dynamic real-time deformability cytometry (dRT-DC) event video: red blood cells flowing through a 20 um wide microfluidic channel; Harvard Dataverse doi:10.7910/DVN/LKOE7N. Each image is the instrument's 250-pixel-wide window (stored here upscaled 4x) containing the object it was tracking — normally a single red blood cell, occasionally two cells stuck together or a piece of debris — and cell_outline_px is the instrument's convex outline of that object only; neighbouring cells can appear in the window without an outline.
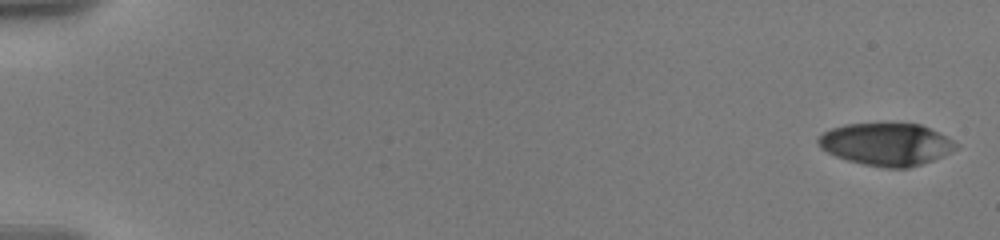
{"species": "human", "species_latin": "Homo sapiens", "temperature_condition": "warm", "stored_images_in_passage": 11, "camera_frame_rate_fps": 3000, "um_per_image_px": 0.085, "donor": {"sex": "male"}, "frame": {"image": 1, "passage_image": 1, "time_ms": 0.0, "image_size_px": [1000, 240], "cell_outline_px": [[960, 144], [956, 148], [932, 160], [908, 168], [884, 168], [864, 164], [848, 160], [836, 156], [820, 148], [816, 144], [816, 140], [824, 132], [832, 128], [844, 124], [920, 124]], "centroid_in_image_um": [75.29, 12.27], "position_along_channel_um": 9.7, "area_um2": 33.58}}
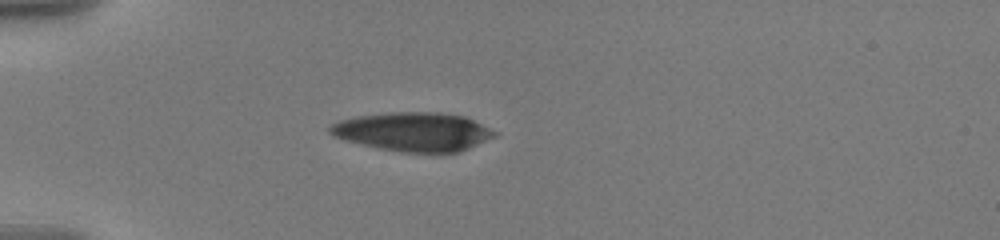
{"frame": {"image": 2, "passage_image": 7, "time_ms": 5.333, "image_size_px": [1000, 240], "cell_outline_px": [[496, 136], [468, 148], [456, 152], [404, 152], [380, 148], [344, 140], [332, 136], [328, 132], [328, 128], [332, 124], [340, 120], [356, 116], [388, 112], [440, 112], [464, 116], [496, 132]], "centroid_in_image_um": [35.08, 11.18], "position_along_channel_um": 49.9, "area_um2": 36.93}}
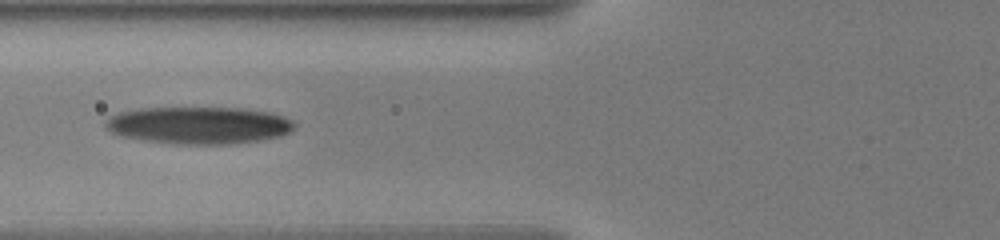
{"frame": {"image": 3, "passage_image": 10, "time_ms": 7.667, "image_size_px": [1000, 240], "cell_outline_px": [[296, 128], [280, 136], [260, 140], [228, 144], [172, 144], [144, 140], [120, 136], [104, 128], [104, 120], [108, 116], [120, 112], [140, 108], [240, 108], [272, 112], [284, 116], [292, 120], [296, 124]], "centroid_in_image_um": [16.88, 10.64], "position_along_channel_um": 108.9, "area_um2": 41.33}}